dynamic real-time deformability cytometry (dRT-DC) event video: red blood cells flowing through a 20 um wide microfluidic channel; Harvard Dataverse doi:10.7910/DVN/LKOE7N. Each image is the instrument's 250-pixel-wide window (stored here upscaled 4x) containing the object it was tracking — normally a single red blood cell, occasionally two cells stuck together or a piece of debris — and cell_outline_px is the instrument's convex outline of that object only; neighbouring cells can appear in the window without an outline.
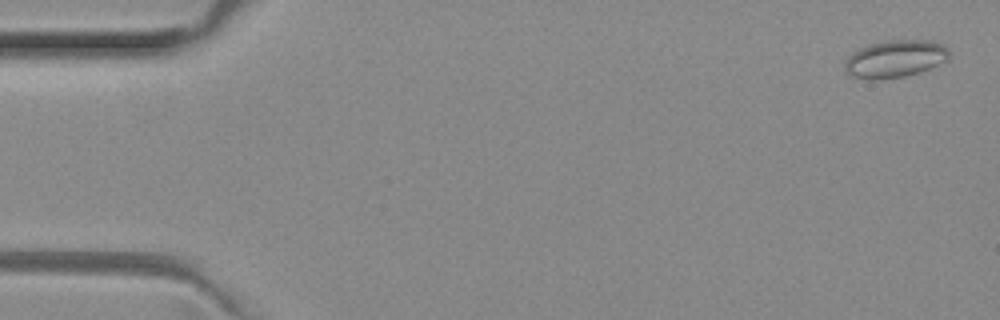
{"species": "common noctule bat (a hibernating species)", "species_latin": "Nyctalus noctula", "temperature_condition": "room temperature", "stored_images_in_passage": 52, "camera_frame_rate_fps": 3000, "um_per_image_px": 0.085, "animal": {"sex": "female", "body_mass_g": 29.2, "forearm_length_mm": 56.3}, "frame": {"image": 1, "passage_image": 2, "time_ms": 0.333, "image_size_px": [1000, 320], "cell_outline_px": [[952, 56], [948, 60], [920, 72], [904, 76], [876, 80], [872, 80], [852, 76], [844, 72], [844, 60], [852, 52], [868, 44], [888, 40], [932, 40], [948, 48], [952, 52]], "centroid_in_image_um": [76.08, 4.99], "position_along_channel_um": 8.9, "area_um2": 23.12}}
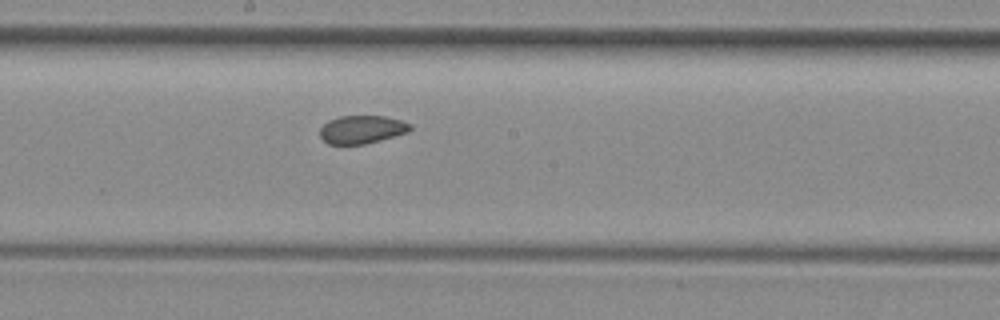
{"frame": {"image": 2, "passage_image": 28, "time_ms": 9.0, "image_size_px": [1000, 320], "cell_outline_px": [[412, 128], [408, 132], [380, 140], [364, 144], [328, 144], [320, 136], [320, 128], [328, 120], [340, 116], [388, 116], [412, 124]], "centroid_in_image_um": [30.77, 11.0], "position_along_channel_um": 217.4, "area_um2": 14.8}}
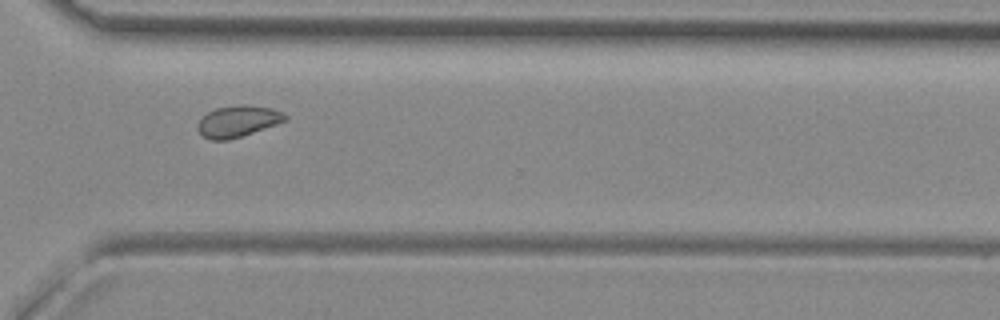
{"frame": {"image": 3, "passage_image": 38, "time_ms": 12.333, "image_size_px": [1000, 320], "cell_outline_px": [[288, 120], [228, 140], [208, 140], [196, 128], [196, 124], [208, 112], [216, 108], [240, 104], [248, 104], [272, 108], [284, 112], [288, 116]], "centroid_in_image_um": [20.23, 10.29], "position_along_channel_um": 350.4, "area_um2": 16.01}, "authors_computed_cell_mechanics": {"area_um2": 16.6175, "velocity_mm_per_s": 3.9898, "shape_relaxation_time_tau1_ms": null, "shape_relaxation_time_tau2_ms": 1.489, "deformation_change_tau1": null, "deformation_change_tau2": 0.0433}}